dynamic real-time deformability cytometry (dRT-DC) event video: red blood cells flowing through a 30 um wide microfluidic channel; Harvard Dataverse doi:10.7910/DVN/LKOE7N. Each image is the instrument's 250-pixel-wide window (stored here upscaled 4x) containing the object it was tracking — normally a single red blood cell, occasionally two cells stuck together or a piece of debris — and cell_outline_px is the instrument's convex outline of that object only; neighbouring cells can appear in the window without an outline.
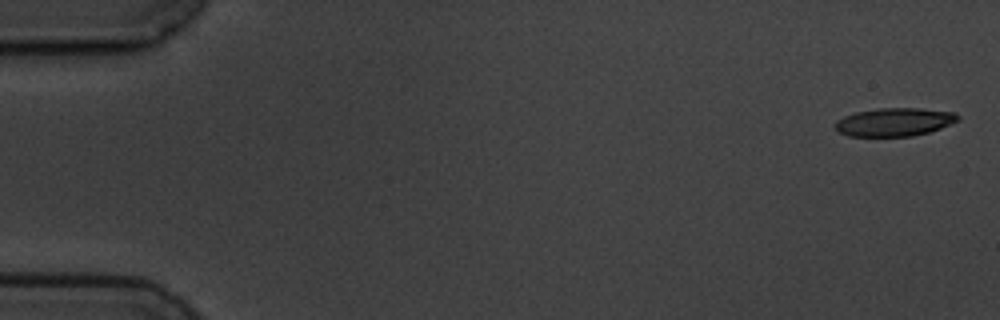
{"species": "common noctule bat (a hibernating species)", "species_latin": "Nyctalus noctula", "temperature_condition": "cold", "stored_images_in_passage": 4, "camera_frame_rate_fps": 3000, "um_per_image_px": 0.085, "animal": {"sex": "male", "body_mass_g": 19.5, "forearm_length_mm": 54.6}, "frame": {"image": 1, "passage_image": 1, "time_ms": 0.0, "image_size_px": [1000, 320], "cell_outline_px": [[960, 120], [940, 128], [928, 132], [912, 136], [848, 136], [836, 132], [836, 120], [844, 116], [856, 112], [880, 108], [920, 108], [956, 112], [960, 116]], "centroid_in_image_um": [76.04, 10.37], "position_along_channel_um": 9.0, "area_um2": 20.29}}